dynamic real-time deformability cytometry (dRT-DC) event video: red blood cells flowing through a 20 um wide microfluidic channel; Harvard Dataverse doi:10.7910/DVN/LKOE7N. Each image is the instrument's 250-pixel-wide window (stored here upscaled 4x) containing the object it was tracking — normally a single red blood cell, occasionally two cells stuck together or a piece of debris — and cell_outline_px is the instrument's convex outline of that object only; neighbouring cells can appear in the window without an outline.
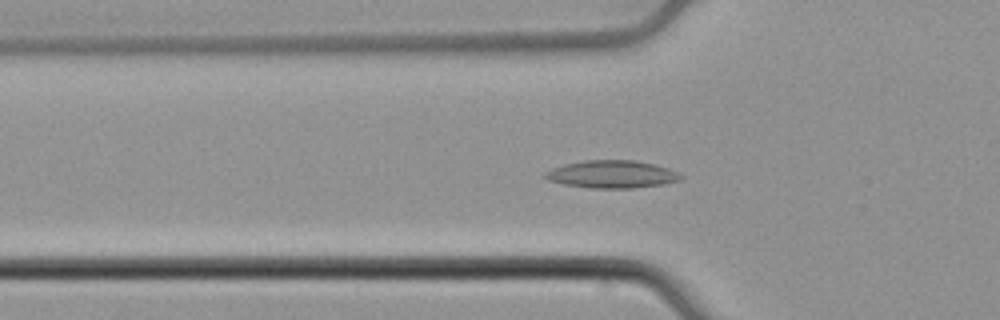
{"species": "common noctule bat (a hibernating species)", "species_latin": "Nyctalus noctula", "temperature_condition": "cold", "stored_images_in_passage": 42, "camera_frame_rate_fps": 3000, "um_per_image_px": 0.085, "animal": {"sex": "male", "body_mass_g": 21.5, "forearm_length_mm": 52.0}, "frame": {"image": 1, "passage_image": 7, "time_ms": 2.0, "image_size_px": [1000, 320], "cell_outline_px": [[684, 176], [680, 180], [664, 184], [632, 188], [592, 188], [564, 184], [548, 180], [544, 176], [544, 172], [552, 168], [564, 164], [584, 160], [632, 160], [656, 164], [668, 168]], "centroid_in_image_um": [52.01, 14.81], "position_along_channel_um": 73.8, "area_um2": 21.85}}
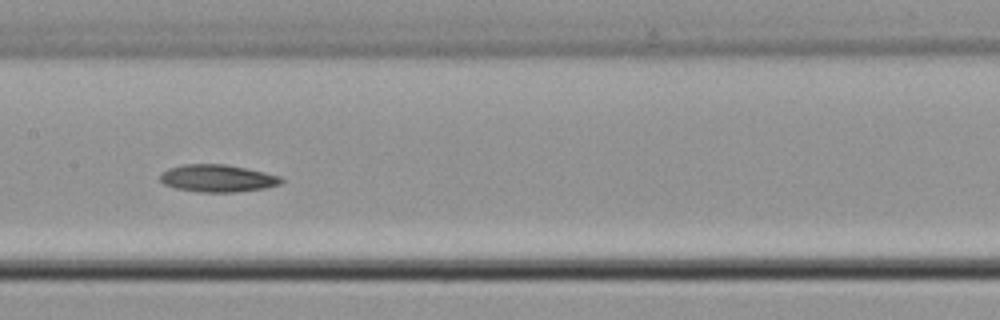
{"frame": {"image": 2, "passage_image": 16, "time_ms": 5.0, "image_size_px": [1000, 320], "cell_outline_px": [[284, 180], [280, 184], [264, 188], [236, 192], [196, 192], [176, 188], [164, 184], [160, 180], [160, 176], [168, 168], [184, 164], [224, 164], [264, 172], [280, 176]], "centroid_in_image_um": [18.48, 15.16], "position_along_channel_um": 188.9, "area_um2": 19.19}}
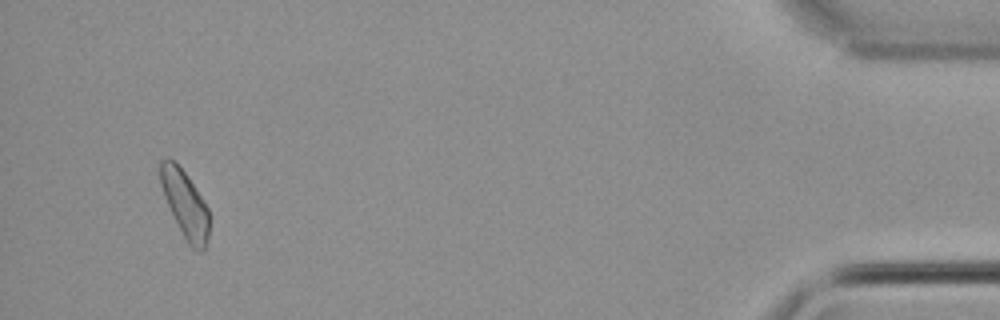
{"frame": {"image": 3, "passage_image": 40, "time_ms": 13.0, "image_size_px": [1000, 320], "cell_outline_px": [[208, 240], [204, 252], [200, 252], [192, 248], [188, 244], [164, 196], [160, 184], [160, 160], [172, 160], [184, 172], [208, 208]], "centroid_in_image_um": [15.74, 17.41], "position_along_channel_um": 419.5, "area_um2": 18.38}}